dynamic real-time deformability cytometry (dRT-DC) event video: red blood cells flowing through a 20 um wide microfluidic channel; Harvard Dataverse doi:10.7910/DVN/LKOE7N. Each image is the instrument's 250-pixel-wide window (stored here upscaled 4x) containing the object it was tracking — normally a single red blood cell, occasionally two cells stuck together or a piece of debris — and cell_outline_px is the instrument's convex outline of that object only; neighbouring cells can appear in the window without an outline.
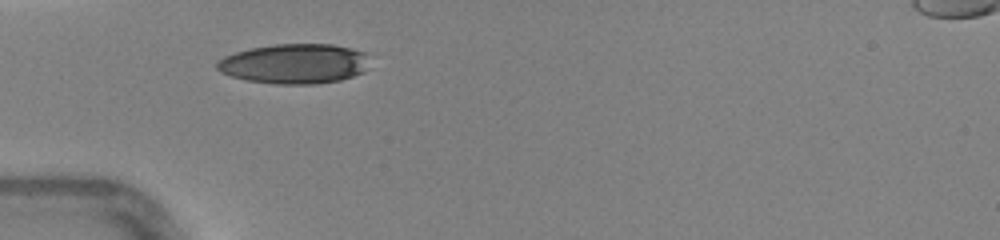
{"species": "human", "species_latin": "Homo sapiens", "temperature_condition": "warm", "stored_images_in_passage": 26, "camera_frame_rate_fps": 3000, "um_per_image_px": 0.085, "donor": {"sex": "female"}, "frame": {"image": 1, "passage_image": 1, "time_ms": 0.0, "image_size_px": [1000, 240], "cell_outline_px": [[364, 72], [340, 80], [312, 84], [276, 84], [248, 80], [232, 76], [220, 72], [216, 68], [216, 60], [224, 56], [236, 52], [252, 48], [276, 44], [332, 44], [352, 48], [364, 52]], "centroid_in_image_um": [24.96, 5.41], "position_along_channel_um": 60.0, "area_um2": 35.08}, "authors_computed_cell_mechanics": {"area_um2": 37.3099, "velocity_mm_per_s": 4.4122, "shape_relaxation_time_tau1_ms": 4.813, "shape_relaxation_time_tau2_ms": null, "deformation_change_tau1": 0.2034, "deformation_change_tau2": null}}